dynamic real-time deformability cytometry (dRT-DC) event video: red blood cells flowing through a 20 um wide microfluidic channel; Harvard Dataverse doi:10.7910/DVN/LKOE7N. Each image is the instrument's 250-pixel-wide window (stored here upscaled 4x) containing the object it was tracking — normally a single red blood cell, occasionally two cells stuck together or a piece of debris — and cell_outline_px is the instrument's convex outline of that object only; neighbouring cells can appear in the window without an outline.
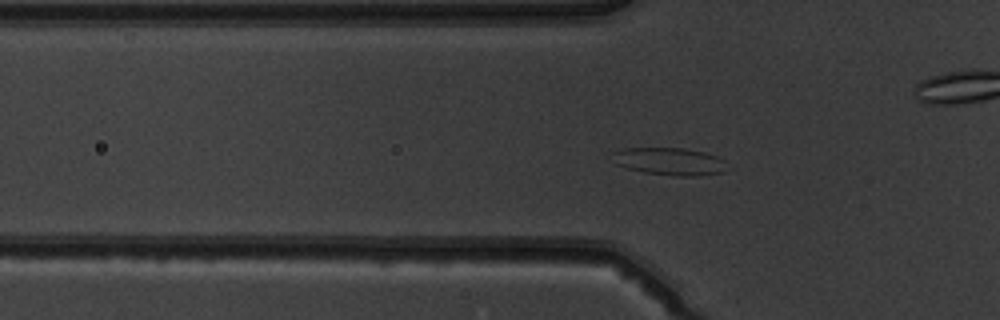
{"species": "common noctule bat (a hibernating species)", "species_latin": "Nyctalus noctula", "temperature_condition": "warm", "stored_images_in_passage": 54, "camera_frame_rate_fps": 3000, "um_per_image_px": 0.085, "animal": {"sex": "male", "body_mass_g": 19.5, "forearm_length_mm": 54.6}, "frame": {"image": 1, "passage_image": 18, "time_ms": 5.667, "image_size_px": [1000, 320], "cell_outline_px": [[732, 168], [724, 172], [696, 176], [676, 176], [644, 172], [628, 168], [616, 164], [612, 152], [624, 148], [684, 148], [704, 152], [716, 156], [724, 160]], "centroid_in_image_um": [57.0, 13.72], "position_along_channel_um": 68.8, "area_um2": 18.5}}
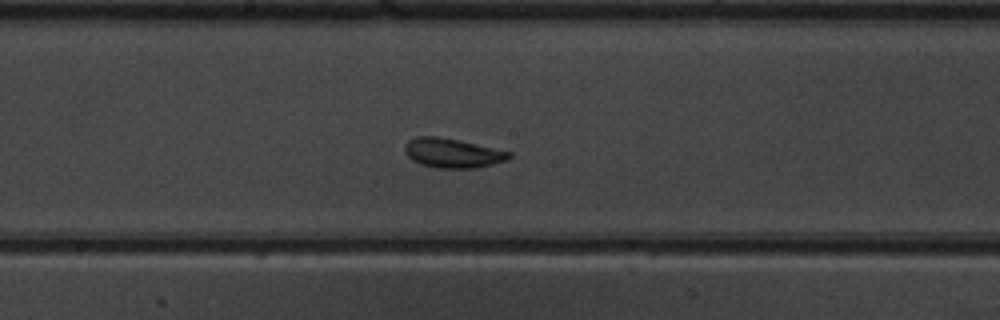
{"frame": {"image": 2, "passage_image": 29, "time_ms": 9.333, "image_size_px": [1000, 320], "cell_outline_px": [[512, 156], [508, 160], [476, 168], [436, 168], [420, 164], [412, 160], [404, 152], [404, 144], [408, 140], [416, 136], [440, 136], [460, 140], [512, 152]], "centroid_in_image_um": [38.45, 13.0], "position_along_channel_um": 209.8, "area_um2": 18.15}}
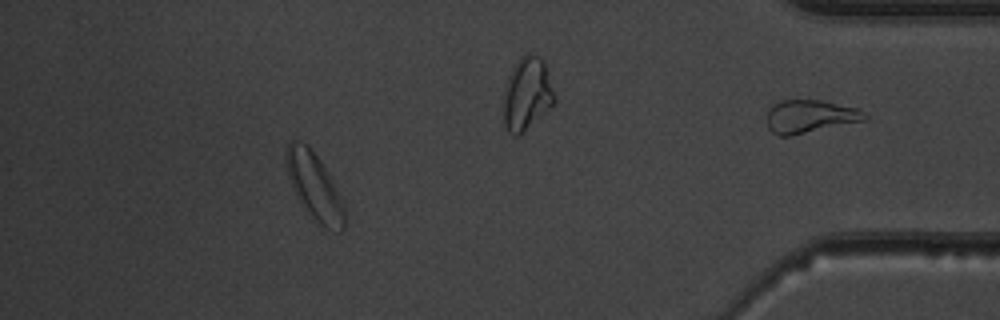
{"frame": {"image": 3, "passage_image": 48, "time_ms": 15.667, "image_size_px": [1000, 320], "cell_outline_px": [[344, 228], [340, 232], [324, 228], [316, 224], [296, 196], [292, 188], [288, 176], [284, 156], [288, 140], [300, 140], [308, 144], [320, 160], [328, 172], [344, 200]], "centroid_in_image_um": [26.71, 15.83], "position_along_channel_um": 408.5, "area_um2": 23.35}, "authors_computed_cell_mechanics": {"area_um2": 18.496, "velocity_mm_per_s": 3.8733, "shape_relaxation_time_tau1_ms": 1.7149, "shape_relaxation_time_tau2_ms": 2.1295, "deformation_change_tau1": 0.0812, "deformation_change_tau2": 0.0861}}